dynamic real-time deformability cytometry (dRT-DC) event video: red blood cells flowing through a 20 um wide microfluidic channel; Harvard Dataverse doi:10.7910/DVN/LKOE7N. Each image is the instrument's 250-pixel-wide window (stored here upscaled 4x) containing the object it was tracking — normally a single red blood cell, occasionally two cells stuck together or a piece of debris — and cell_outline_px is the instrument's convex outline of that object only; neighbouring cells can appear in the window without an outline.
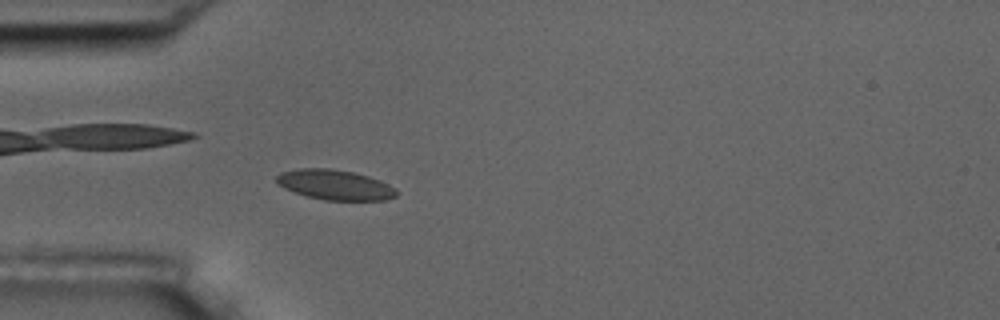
{"species": "common noctule bat (a hibernating species)", "species_latin": "Nyctalus noctula", "temperature_condition": "room temperature", "stored_images_in_passage": 55, "camera_frame_rate_fps": 3000, "um_per_image_px": 0.085, "animal": {"sex": "male", "body_mass_g": 17.5, "forearm_length_mm": 52.3}, "frame": {"image": 1, "passage_image": 16, "time_ms": 5.0, "image_size_px": [1000, 320], "cell_outline_px": [[396, 196], [384, 200], [324, 200], [292, 192], [276, 184], [276, 176], [280, 172], [300, 168], [332, 168], [352, 172], [368, 176], [380, 180], [396, 188]], "centroid_in_image_um": [28.43, 15.7], "position_along_channel_um": 56.6, "area_um2": 21.1}}
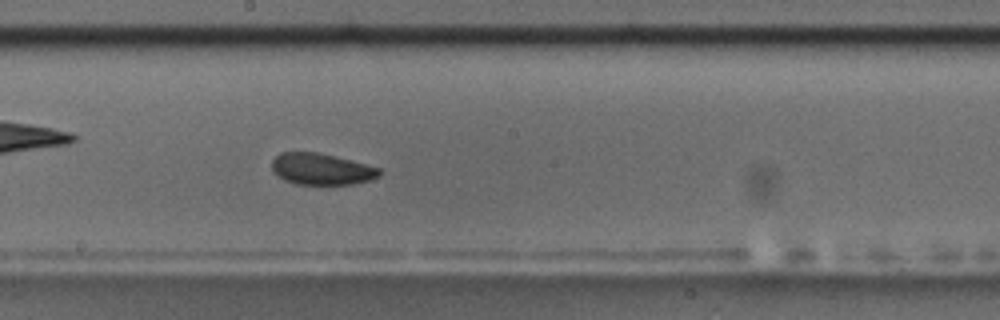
{"frame": {"image": 2, "passage_image": 30, "time_ms": 9.667, "image_size_px": [1000, 320], "cell_outline_px": [[380, 176], [368, 180], [352, 184], [296, 184], [284, 180], [272, 172], [272, 160], [280, 152], [316, 152], [380, 168]], "centroid_in_image_um": [27.26, 14.38], "position_along_channel_um": 220.9, "area_um2": 19.42}}
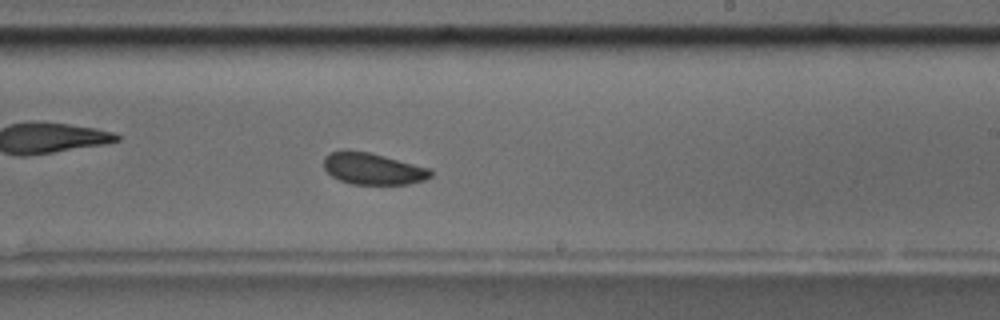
{"frame": {"image": 3, "passage_image": 33, "time_ms": 10.667, "image_size_px": [1000, 320], "cell_outline_px": [[432, 176], [424, 180], [408, 184], [352, 184], [340, 180], [332, 176], [324, 168], [324, 156], [328, 152], [368, 152], [384, 156], [428, 168], [432, 172]], "centroid_in_image_um": [31.69, 14.37], "position_along_channel_um": 257.3, "area_um2": 19.19}, "authors_computed_cell_mechanics": {"area_um2": 20.3456, "velocity_mm_per_s": 3.6472, "shape_relaxation_time_tau1_ms": 1.8034, "shape_relaxation_time_tau2_ms": 2.2595, "deformation_change_tau1": 0.0478, "deformation_change_tau2": 0.0643}}